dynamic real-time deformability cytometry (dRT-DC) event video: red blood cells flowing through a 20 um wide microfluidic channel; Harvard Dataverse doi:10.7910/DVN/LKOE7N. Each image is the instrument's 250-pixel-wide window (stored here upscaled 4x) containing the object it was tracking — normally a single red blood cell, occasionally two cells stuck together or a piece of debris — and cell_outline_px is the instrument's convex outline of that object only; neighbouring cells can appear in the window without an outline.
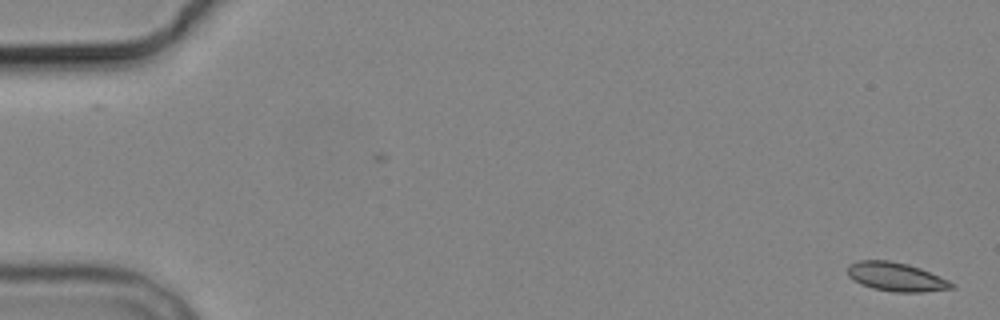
{"species": "common noctule bat (a hibernating species)", "species_latin": "Nyctalus noctula", "temperature_condition": "cold", "stored_images_in_passage": 2, "camera_frame_rate_fps": 3000, "um_per_image_px": 0.085, "animal": {"sex": "male", "body_mass_g": 19.2, "forearm_length_mm": 51.8}, "frame": {"image": 1, "passage_image": 2, "time_ms": 1.0, "image_size_px": [1000, 320], "cell_outline_px": [[956, 288], [920, 292], [896, 292], [872, 288], [848, 276], [848, 264], [860, 260], [888, 260], [908, 264], [920, 268], [948, 280], [956, 284]], "centroid_in_image_um": [76.2, 23.53], "position_along_channel_um": 8.8, "area_um2": 17.28}}